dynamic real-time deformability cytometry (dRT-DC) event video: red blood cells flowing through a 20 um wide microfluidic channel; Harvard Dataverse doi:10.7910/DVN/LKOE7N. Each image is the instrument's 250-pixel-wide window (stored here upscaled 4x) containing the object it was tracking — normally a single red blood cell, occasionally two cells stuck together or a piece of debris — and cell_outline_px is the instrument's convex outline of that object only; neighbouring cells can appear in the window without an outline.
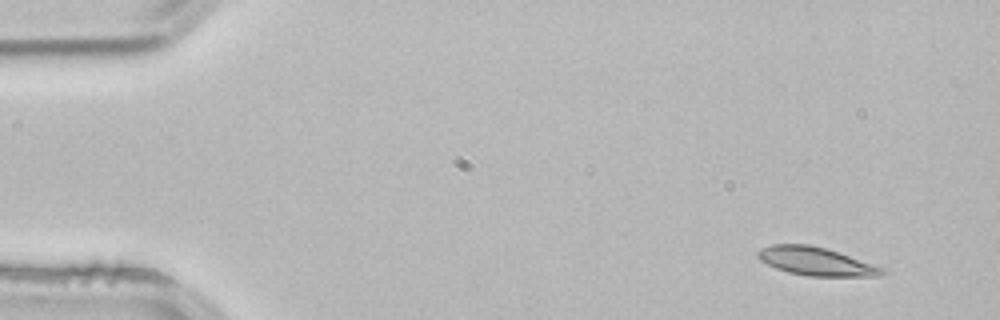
{"species": "common noctule bat (a hibernating species)", "species_latin": "Nyctalus noctula", "temperature_condition": "room temperature", "stored_images_in_passage": 3, "camera_frame_rate_fps": 3000, "um_per_image_px": 0.085, "animal": {"sex": "male", "body_mass_g": 21.5, "forearm_length_mm": 52.0}, "frame": {"image": 1, "passage_image": 1, "time_ms": 0.0, "image_size_px": [1000, 320], "cell_outline_px": [[884, 272], [880, 276], [808, 276], [788, 272], [776, 268], [760, 260], [756, 256], [756, 252], [760, 248], [772, 244], [808, 244], [824, 248], [884, 268]], "centroid_in_image_um": [69.28, 22.21], "position_along_channel_um": 15.7, "area_um2": 20.17}}